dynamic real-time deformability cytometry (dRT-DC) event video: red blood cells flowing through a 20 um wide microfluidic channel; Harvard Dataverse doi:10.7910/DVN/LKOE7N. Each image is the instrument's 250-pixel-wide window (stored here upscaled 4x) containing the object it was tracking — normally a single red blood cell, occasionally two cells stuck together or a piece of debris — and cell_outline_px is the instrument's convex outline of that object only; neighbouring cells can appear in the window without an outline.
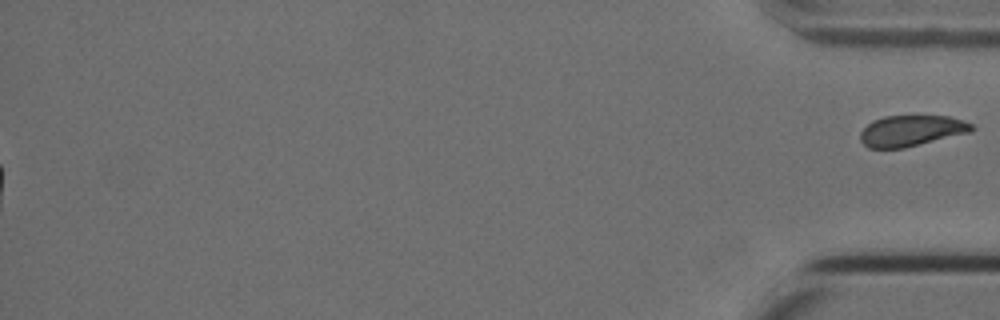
{"species": "Egyptian fruit bat (a non-hibernating species)", "species_latin": "Rousettus aegyptiacus", "temperature_condition": "cold", "stored_images_in_passage": 45, "segment_of_instrument_passage": [2, 2], "camera_frame_rate_fps": 3000, "um_per_image_px": 0.085, "animal": {"sex": "female"}, "frame": {"image": 1, "passage_image": 45, "time_ms": 14.667, "image_size_px": [1000, 320], "cell_outline_px": [[976, 128], [972, 132], [904, 148], [868, 148], [860, 140], [860, 132], [872, 120], [884, 116], [948, 116], [972, 124]], "centroid_in_image_um": [77.46, 11.12], "position_along_channel_um": 357.7, "area_um2": 20.11}}